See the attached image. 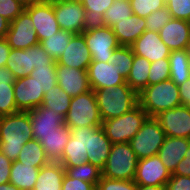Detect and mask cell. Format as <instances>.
<instances>
[{"label":"cell","mask_w":190,"mask_h":190,"mask_svg":"<svg viewBox=\"0 0 190 190\" xmlns=\"http://www.w3.org/2000/svg\"><path fill=\"white\" fill-rule=\"evenodd\" d=\"M101 124L96 95L92 89L71 99L70 108L65 117V126L73 129L101 126Z\"/></svg>","instance_id":"obj_8"},{"label":"cell","mask_w":190,"mask_h":190,"mask_svg":"<svg viewBox=\"0 0 190 190\" xmlns=\"http://www.w3.org/2000/svg\"><path fill=\"white\" fill-rule=\"evenodd\" d=\"M166 6L174 19L190 21V0H166Z\"/></svg>","instance_id":"obj_44"},{"label":"cell","mask_w":190,"mask_h":190,"mask_svg":"<svg viewBox=\"0 0 190 190\" xmlns=\"http://www.w3.org/2000/svg\"><path fill=\"white\" fill-rule=\"evenodd\" d=\"M133 14L129 0H114V3L104 13L99 24L112 27L119 21L130 17Z\"/></svg>","instance_id":"obj_34"},{"label":"cell","mask_w":190,"mask_h":190,"mask_svg":"<svg viewBox=\"0 0 190 190\" xmlns=\"http://www.w3.org/2000/svg\"><path fill=\"white\" fill-rule=\"evenodd\" d=\"M145 25V18L132 14L123 21L114 24L111 28L120 45L130 46L146 30Z\"/></svg>","instance_id":"obj_24"},{"label":"cell","mask_w":190,"mask_h":190,"mask_svg":"<svg viewBox=\"0 0 190 190\" xmlns=\"http://www.w3.org/2000/svg\"><path fill=\"white\" fill-rule=\"evenodd\" d=\"M12 161L0 151V184L8 183Z\"/></svg>","instance_id":"obj_48"},{"label":"cell","mask_w":190,"mask_h":190,"mask_svg":"<svg viewBox=\"0 0 190 190\" xmlns=\"http://www.w3.org/2000/svg\"><path fill=\"white\" fill-rule=\"evenodd\" d=\"M136 190H166V186H146V185H137Z\"/></svg>","instance_id":"obj_54"},{"label":"cell","mask_w":190,"mask_h":190,"mask_svg":"<svg viewBox=\"0 0 190 190\" xmlns=\"http://www.w3.org/2000/svg\"><path fill=\"white\" fill-rule=\"evenodd\" d=\"M172 18L173 17L170 14L168 7L165 5L161 9L152 12L145 18L146 30L159 32L161 28H163Z\"/></svg>","instance_id":"obj_42"},{"label":"cell","mask_w":190,"mask_h":190,"mask_svg":"<svg viewBox=\"0 0 190 190\" xmlns=\"http://www.w3.org/2000/svg\"><path fill=\"white\" fill-rule=\"evenodd\" d=\"M39 170L38 167L22 164L15 160L11 165L9 182L20 190H33Z\"/></svg>","instance_id":"obj_27"},{"label":"cell","mask_w":190,"mask_h":190,"mask_svg":"<svg viewBox=\"0 0 190 190\" xmlns=\"http://www.w3.org/2000/svg\"><path fill=\"white\" fill-rule=\"evenodd\" d=\"M72 32L59 30L54 35L42 40L40 42L43 49L54 59H57L63 54L69 41L74 36Z\"/></svg>","instance_id":"obj_32"},{"label":"cell","mask_w":190,"mask_h":190,"mask_svg":"<svg viewBox=\"0 0 190 190\" xmlns=\"http://www.w3.org/2000/svg\"><path fill=\"white\" fill-rule=\"evenodd\" d=\"M61 190H96V186L78 178H72L65 173Z\"/></svg>","instance_id":"obj_46"},{"label":"cell","mask_w":190,"mask_h":190,"mask_svg":"<svg viewBox=\"0 0 190 190\" xmlns=\"http://www.w3.org/2000/svg\"><path fill=\"white\" fill-rule=\"evenodd\" d=\"M6 39L11 49H27L39 43L33 21L25 10L10 22Z\"/></svg>","instance_id":"obj_14"},{"label":"cell","mask_w":190,"mask_h":190,"mask_svg":"<svg viewBox=\"0 0 190 190\" xmlns=\"http://www.w3.org/2000/svg\"><path fill=\"white\" fill-rule=\"evenodd\" d=\"M33 130V139L38 140L41 135H50L65 126V117L53 112L42 105L28 111Z\"/></svg>","instance_id":"obj_20"},{"label":"cell","mask_w":190,"mask_h":190,"mask_svg":"<svg viewBox=\"0 0 190 190\" xmlns=\"http://www.w3.org/2000/svg\"><path fill=\"white\" fill-rule=\"evenodd\" d=\"M58 162H60L63 167H76L88 162L87 153H85L83 145L71 136Z\"/></svg>","instance_id":"obj_33"},{"label":"cell","mask_w":190,"mask_h":190,"mask_svg":"<svg viewBox=\"0 0 190 190\" xmlns=\"http://www.w3.org/2000/svg\"><path fill=\"white\" fill-rule=\"evenodd\" d=\"M133 14L146 18L166 5V0H129Z\"/></svg>","instance_id":"obj_41"},{"label":"cell","mask_w":190,"mask_h":190,"mask_svg":"<svg viewBox=\"0 0 190 190\" xmlns=\"http://www.w3.org/2000/svg\"><path fill=\"white\" fill-rule=\"evenodd\" d=\"M71 1L82 3L84 0H71Z\"/></svg>","instance_id":"obj_58"},{"label":"cell","mask_w":190,"mask_h":190,"mask_svg":"<svg viewBox=\"0 0 190 190\" xmlns=\"http://www.w3.org/2000/svg\"><path fill=\"white\" fill-rule=\"evenodd\" d=\"M16 78L12 71H10L6 66L0 67V84H14Z\"/></svg>","instance_id":"obj_52"},{"label":"cell","mask_w":190,"mask_h":190,"mask_svg":"<svg viewBox=\"0 0 190 190\" xmlns=\"http://www.w3.org/2000/svg\"><path fill=\"white\" fill-rule=\"evenodd\" d=\"M165 138V132L155 117H148L129 143L139 160L157 155Z\"/></svg>","instance_id":"obj_10"},{"label":"cell","mask_w":190,"mask_h":190,"mask_svg":"<svg viewBox=\"0 0 190 190\" xmlns=\"http://www.w3.org/2000/svg\"><path fill=\"white\" fill-rule=\"evenodd\" d=\"M71 136L83 145L88 162L102 170L112 147V142L107 138L102 127L73 128Z\"/></svg>","instance_id":"obj_4"},{"label":"cell","mask_w":190,"mask_h":190,"mask_svg":"<svg viewBox=\"0 0 190 190\" xmlns=\"http://www.w3.org/2000/svg\"><path fill=\"white\" fill-rule=\"evenodd\" d=\"M189 145L190 139L166 136L157 155L171 174L174 172L179 162L184 158Z\"/></svg>","instance_id":"obj_23"},{"label":"cell","mask_w":190,"mask_h":190,"mask_svg":"<svg viewBox=\"0 0 190 190\" xmlns=\"http://www.w3.org/2000/svg\"><path fill=\"white\" fill-rule=\"evenodd\" d=\"M111 62L92 61L88 67L89 84L92 90L108 89L120 84H127Z\"/></svg>","instance_id":"obj_17"},{"label":"cell","mask_w":190,"mask_h":190,"mask_svg":"<svg viewBox=\"0 0 190 190\" xmlns=\"http://www.w3.org/2000/svg\"><path fill=\"white\" fill-rule=\"evenodd\" d=\"M43 2H47V3H56L58 1H64V0H41Z\"/></svg>","instance_id":"obj_57"},{"label":"cell","mask_w":190,"mask_h":190,"mask_svg":"<svg viewBox=\"0 0 190 190\" xmlns=\"http://www.w3.org/2000/svg\"><path fill=\"white\" fill-rule=\"evenodd\" d=\"M19 112L17 110L14 84H0V116H6Z\"/></svg>","instance_id":"obj_38"},{"label":"cell","mask_w":190,"mask_h":190,"mask_svg":"<svg viewBox=\"0 0 190 190\" xmlns=\"http://www.w3.org/2000/svg\"><path fill=\"white\" fill-rule=\"evenodd\" d=\"M71 138V128L62 126L55 133L41 135L38 141L45 150L46 156L50 161L58 162L64 153L65 145Z\"/></svg>","instance_id":"obj_25"},{"label":"cell","mask_w":190,"mask_h":190,"mask_svg":"<svg viewBox=\"0 0 190 190\" xmlns=\"http://www.w3.org/2000/svg\"><path fill=\"white\" fill-rule=\"evenodd\" d=\"M33 139L32 124L29 112L19 111L1 116L0 119V151L10 161L17 160L24 144Z\"/></svg>","instance_id":"obj_1"},{"label":"cell","mask_w":190,"mask_h":190,"mask_svg":"<svg viewBox=\"0 0 190 190\" xmlns=\"http://www.w3.org/2000/svg\"><path fill=\"white\" fill-rule=\"evenodd\" d=\"M151 63L145 57L134 54L132 67L126 78V83L139 95L148 86V76Z\"/></svg>","instance_id":"obj_29"},{"label":"cell","mask_w":190,"mask_h":190,"mask_svg":"<svg viewBox=\"0 0 190 190\" xmlns=\"http://www.w3.org/2000/svg\"><path fill=\"white\" fill-rule=\"evenodd\" d=\"M57 84L71 98L91 90L87 70L56 64Z\"/></svg>","instance_id":"obj_19"},{"label":"cell","mask_w":190,"mask_h":190,"mask_svg":"<svg viewBox=\"0 0 190 190\" xmlns=\"http://www.w3.org/2000/svg\"><path fill=\"white\" fill-rule=\"evenodd\" d=\"M71 97L56 84V86L44 94L42 106L52 109L53 112L66 117L70 108Z\"/></svg>","instance_id":"obj_31"},{"label":"cell","mask_w":190,"mask_h":190,"mask_svg":"<svg viewBox=\"0 0 190 190\" xmlns=\"http://www.w3.org/2000/svg\"><path fill=\"white\" fill-rule=\"evenodd\" d=\"M130 47L135 55L145 57L150 63L169 58L171 50L161 40L159 33L145 30Z\"/></svg>","instance_id":"obj_18"},{"label":"cell","mask_w":190,"mask_h":190,"mask_svg":"<svg viewBox=\"0 0 190 190\" xmlns=\"http://www.w3.org/2000/svg\"><path fill=\"white\" fill-rule=\"evenodd\" d=\"M29 76L37 82L41 89H44V94L57 84L56 66L35 67Z\"/></svg>","instance_id":"obj_37"},{"label":"cell","mask_w":190,"mask_h":190,"mask_svg":"<svg viewBox=\"0 0 190 190\" xmlns=\"http://www.w3.org/2000/svg\"><path fill=\"white\" fill-rule=\"evenodd\" d=\"M56 62L59 65L88 70L89 64L92 62V57L84 36L82 34H75Z\"/></svg>","instance_id":"obj_21"},{"label":"cell","mask_w":190,"mask_h":190,"mask_svg":"<svg viewBox=\"0 0 190 190\" xmlns=\"http://www.w3.org/2000/svg\"><path fill=\"white\" fill-rule=\"evenodd\" d=\"M65 168L60 162L50 161L39 170L33 190H61Z\"/></svg>","instance_id":"obj_26"},{"label":"cell","mask_w":190,"mask_h":190,"mask_svg":"<svg viewBox=\"0 0 190 190\" xmlns=\"http://www.w3.org/2000/svg\"><path fill=\"white\" fill-rule=\"evenodd\" d=\"M14 96L17 110L28 112L42 105L44 89L32 77L26 76L15 80Z\"/></svg>","instance_id":"obj_16"},{"label":"cell","mask_w":190,"mask_h":190,"mask_svg":"<svg viewBox=\"0 0 190 190\" xmlns=\"http://www.w3.org/2000/svg\"><path fill=\"white\" fill-rule=\"evenodd\" d=\"M25 10L16 0H0V15L10 22Z\"/></svg>","instance_id":"obj_45"},{"label":"cell","mask_w":190,"mask_h":190,"mask_svg":"<svg viewBox=\"0 0 190 190\" xmlns=\"http://www.w3.org/2000/svg\"><path fill=\"white\" fill-rule=\"evenodd\" d=\"M11 47L6 38H0V67L6 66Z\"/></svg>","instance_id":"obj_51"},{"label":"cell","mask_w":190,"mask_h":190,"mask_svg":"<svg viewBox=\"0 0 190 190\" xmlns=\"http://www.w3.org/2000/svg\"><path fill=\"white\" fill-rule=\"evenodd\" d=\"M138 99L149 117L181 105L179 87L171 79L145 87Z\"/></svg>","instance_id":"obj_3"},{"label":"cell","mask_w":190,"mask_h":190,"mask_svg":"<svg viewBox=\"0 0 190 190\" xmlns=\"http://www.w3.org/2000/svg\"><path fill=\"white\" fill-rule=\"evenodd\" d=\"M148 117V114L138 104L120 117L102 121L101 127L112 144L130 142Z\"/></svg>","instance_id":"obj_5"},{"label":"cell","mask_w":190,"mask_h":190,"mask_svg":"<svg viewBox=\"0 0 190 190\" xmlns=\"http://www.w3.org/2000/svg\"><path fill=\"white\" fill-rule=\"evenodd\" d=\"M170 79L169 58L159 59L151 63L148 76V86Z\"/></svg>","instance_id":"obj_39"},{"label":"cell","mask_w":190,"mask_h":190,"mask_svg":"<svg viewBox=\"0 0 190 190\" xmlns=\"http://www.w3.org/2000/svg\"><path fill=\"white\" fill-rule=\"evenodd\" d=\"M93 91L102 121L120 117L139 104L138 94L128 84Z\"/></svg>","instance_id":"obj_2"},{"label":"cell","mask_w":190,"mask_h":190,"mask_svg":"<svg viewBox=\"0 0 190 190\" xmlns=\"http://www.w3.org/2000/svg\"><path fill=\"white\" fill-rule=\"evenodd\" d=\"M0 190H20V189H18L14 184L8 182L5 184H0Z\"/></svg>","instance_id":"obj_56"},{"label":"cell","mask_w":190,"mask_h":190,"mask_svg":"<svg viewBox=\"0 0 190 190\" xmlns=\"http://www.w3.org/2000/svg\"><path fill=\"white\" fill-rule=\"evenodd\" d=\"M96 190H136V183L134 180H117L102 176Z\"/></svg>","instance_id":"obj_43"},{"label":"cell","mask_w":190,"mask_h":190,"mask_svg":"<svg viewBox=\"0 0 190 190\" xmlns=\"http://www.w3.org/2000/svg\"><path fill=\"white\" fill-rule=\"evenodd\" d=\"M25 11L33 21L39 43L60 30L52 3L40 0L26 8Z\"/></svg>","instance_id":"obj_15"},{"label":"cell","mask_w":190,"mask_h":190,"mask_svg":"<svg viewBox=\"0 0 190 190\" xmlns=\"http://www.w3.org/2000/svg\"><path fill=\"white\" fill-rule=\"evenodd\" d=\"M171 178V172L161 162L158 155L139 159L134 182L137 185L166 186Z\"/></svg>","instance_id":"obj_13"},{"label":"cell","mask_w":190,"mask_h":190,"mask_svg":"<svg viewBox=\"0 0 190 190\" xmlns=\"http://www.w3.org/2000/svg\"><path fill=\"white\" fill-rule=\"evenodd\" d=\"M158 33L171 51L190 47V21L172 18Z\"/></svg>","instance_id":"obj_22"},{"label":"cell","mask_w":190,"mask_h":190,"mask_svg":"<svg viewBox=\"0 0 190 190\" xmlns=\"http://www.w3.org/2000/svg\"><path fill=\"white\" fill-rule=\"evenodd\" d=\"M22 7L25 9L33 5L34 3L40 1V0H16Z\"/></svg>","instance_id":"obj_55"},{"label":"cell","mask_w":190,"mask_h":190,"mask_svg":"<svg viewBox=\"0 0 190 190\" xmlns=\"http://www.w3.org/2000/svg\"><path fill=\"white\" fill-rule=\"evenodd\" d=\"M52 4L61 30L81 34L91 24L82 3L64 0Z\"/></svg>","instance_id":"obj_11"},{"label":"cell","mask_w":190,"mask_h":190,"mask_svg":"<svg viewBox=\"0 0 190 190\" xmlns=\"http://www.w3.org/2000/svg\"><path fill=\"white\" fill-rule=\"evenodd\" d=\"M54 60L40 43L27 49H11L6 67L16 79L29 76L35 67L56 66Z\"/></svg>","instance_id":"obj_7"},{"label":"cell","mask_w":190,"mask_h":190,"mask_svg":"<svg viewBox=\"0 0 190 190\" xmlns=\"http://www.w3.org/2000/svg\"><path fill=\"white\" fill-rule=\"evenodd\" d=\"M155 119L166 136L190 139V108L180 105L161 112Z\"/></svg>","instance_id":"obj_12"},{"label":"cell","mask_w":190,"mask_h":190,"mask_svg":"<svg viewBox=\"0 0 190 190\" xmlns=\"http://www.w3.org/2000/svg\"><path fill=\"white\" fill-rule=\"evenodd\" d=\"M114 0H84L82 6L91 23H98Z\"/></svg>","instance_id":"obj_40"},{"label":"cell","mask_w":190,"mask_h":190,"mask_svg":"<svg viewBox=\"0 0 190 190\" xmlns=\"http://www.w3.org/2000/svg\"><path fill=\"white\" fill-rule=\"evenodd\" d=\"M134 59V53L130 46L120 45L111 54L109 60L118 69L117 71L122 74L125 78L128 77L132 67Z\"/></svg>","instance_id":"obj_36"},{"label":"cell","mask_w":190,"mask_h":190,"mask_svg":"<svg viewBox=\"0 0 190 190\" xmlns=\"http://www.w3.org/2000/svg\"><path fill=\"white\" fill-rule=\"evenodd\" d=\"M179 87L181 105L190 108V79L186 80Z\"/></svg>","instance_id":"obj_50"},{"label":"cell","mask_w":190,"mask_h":190,"mask_svg":"<svg viewBox=\"0 0 190 190\" xmlns=\"http://www.w3.org/2000/svg\"><path fill=\"white\" fill-rule=\"evenodd\" d=\"M138 158L129 142L112 144L102 176L117 180H134Z\"/></svg>","instance_id":"obj_6"},{"label":"cell","mask_w":190,"mask_h":190,"mask_svg":"<svg viewBox=\"0 0 190 190\" xmlns=\"http://www.w3.org/2000/svg\"><path fill=\"white\" fill-rule=\"evenodd\" d=\"M17 161L38 168H41L50 162L40 142L35 139L29 140L23 145L20 154L17 157Z\"/></svg>","instance_id":"obj_30"},{"label":"cell","mask_w":190,"mask_h":190,"mask_svg":"<svg viewBox=\"0 0 190 190\" xmlns=\"http://www.w3.org/2000/svg\"><path fill=\"white\" fill-rule=\"evenodd\" d=\"M169 61L170 79L174 84L180 86L190 79L189 49L171 51Z\"/></svg>","instance_id":"obj_28"},{"label":"cell","mask_w":190,"mask_h":190,"mask_svg":"<svg viewBox=\"0 0 190 190\" xmlns=\"http://www.w3.org/2000/svg\"><path fill=\"white\" fill-rule=\"evenodd\" d=\"M166 190H190V177L171 174V178L166 183Z\"/></svg>","instance_id":"obj_47"},{"label":"cell","mask_w":190,"mask_h":190,"mask_svg":"<svg viewBox=\"0 0 190 190\" xmlns=\"http://www.w3.org/2000/svg\"><path fill=\"white\" fill-rule=\"evenodd\" d=\"M81 34L84 36L92 61L110 62L111 54L120 46L109 26L91 23Z\"/></svg>","instance_id":"obj_9"},{"label":"cell","mask_w":190,"mask_h":190,"mask_svg":"<svg viewBox=\"0 0 190 190\" xmlns=\"http://www.w3.org/2000/svg\"><path fill=\"white\" fill-rule=\"evenodd\" d=\"M65 173L72 177L78 178L82 181L92 183L97 186V183L102 177V170L97 166L90 164L89 162L83 163L76 167H64Z\"/></svg>","instance_id":"obj_35"},{"label":"cell","mask_w":190,"mask_h":190,"mask_svg":"<svg viewBox=\"0 0 190 190\" xmlns=\"http://www.w3.org/2000/svg\"><path fill=\"white\" fill-rule=\"evenodd\" d=\"M10 21L0 15V38H6Z\"/></svg>","instance_id":"obj_53"},{"label":"cell","mask_w":190,"mask_h":190,"mask_svg":"<svg viewBox=\"0 0 190 190\" xmlns=\"http://www.w3.org/2000/svg\"><path fill=\"white\" fill-rule=\"evenodd\" d=\"M172 175H183L190 177V145L185 152L184 158L179 162Z\"/></svg>","instance_id":"obj_49"}]
</instances>
